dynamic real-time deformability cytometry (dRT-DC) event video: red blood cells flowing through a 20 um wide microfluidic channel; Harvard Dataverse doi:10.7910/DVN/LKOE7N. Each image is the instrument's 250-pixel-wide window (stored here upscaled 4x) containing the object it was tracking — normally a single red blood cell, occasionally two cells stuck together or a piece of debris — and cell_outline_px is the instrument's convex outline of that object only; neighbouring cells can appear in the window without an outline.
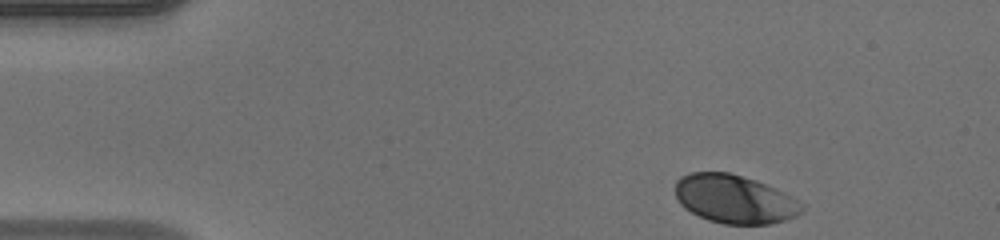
{"species": "human", "species_latin": "Homo sapiens", "temperature_condition": "warm", "stored_images_in_passage": 36, "camera_frame_rate_fps": 3000, "um_per_image_px": 0.085, "donor": {"sex": "male"}, "frame": {"image": 1, "passage_image": 1, "time_ms": 0.0, "image_size_px": [1000, 240], "cell_outline_px": [[804, 208], [796, 216], [784, 220], [768, 224], [724, 224], [708, 220], [684, 208], [680, 204], [676, 196], [676, 180], [680, 176], [692, 172], [728, 172], [756, 180], [776, 188], [784, 192], [804, 204]], "centroid_in_image_um": [62.43, 16.92], "position_along_channel_um": 22.6, "area_um2": 35.78}}
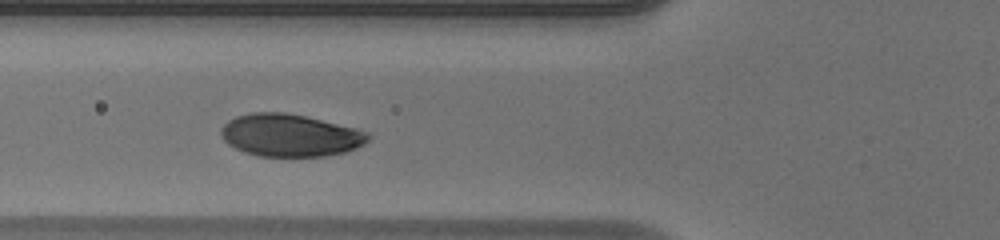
{"frame": {"image": 2, "passage_image": 13, "time_ms": 4.0, "image_size_px": [1000, 240], "cell_outline_px": [[372, 136], [364, 144], [356, 148], [344, 152], [324, 156], [260, 156], [244, 152], [228, 144], [220, 136], [220, 128], [228, 120], [236, 116], [252, 112], [284, 112], [304, 116], [356, 128], [368, 132]], "centroid_in_image_um": [24.64, 11.49], "position_along_channel_um": 101.2, "area_um2": 36.41}}
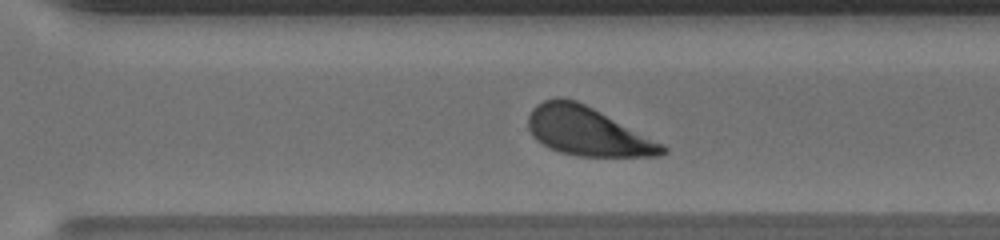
{"frame": {"image": 3, "passage_image": 29, "time_ms": 9.333, "image_size_px": [1000, 240], "cell_outline_px": [[668, 152], [660, 156], [580, 156], [560, 152], [548, 148], [536, 140], [532, 136], [528, 128], [528, 116], [532, 108], [536, 104], [544, 100], [556, 96], [560, 96], [576, 100], [664, 144], [668, 148]], "centroid_in_image_um": [49.9, 11.16], "position_along_channel_um": 320.7, "area_um2": 38.03}, "authors_computed_cell_mechanics": {"area_um2": 36.7319, "velocity_mm_per_s": 4.1184, "shape_relaxation_time_tau1_ms": 2.446, "shape_relaxation_time_tau2_ms": null, "deformation_change_tau1": 0.1655, "deformation_change_tau2": null}}